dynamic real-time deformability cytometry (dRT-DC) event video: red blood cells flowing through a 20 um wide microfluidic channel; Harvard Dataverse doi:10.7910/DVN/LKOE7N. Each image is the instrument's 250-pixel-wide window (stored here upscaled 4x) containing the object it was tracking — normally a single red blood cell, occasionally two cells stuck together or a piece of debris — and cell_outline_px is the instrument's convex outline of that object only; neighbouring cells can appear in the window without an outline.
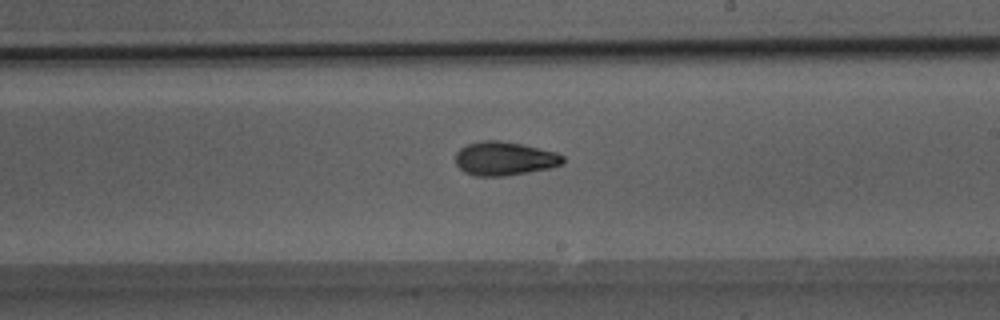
{"species": "Egyptian fruit bat (a non-hibernating species)", "species_latin": "Rousettus aegyptiacus", "temperature_condition": "room temperature", "stored_images_in_passage": 47, "camera_frame_rate_fps": 3000, "um_per_image_px": 0.085, "animal": {"sex": "male"}, "frame": {"image": 1, "passage_image": 26, "time_ms": 8.333, "image_size_px": [1000, 320], "cell_outline_px": [[564, 164], [548, 168], [528, 172], [504, 176], [476, 176], [464, 172], [456, 164], [456, 152], [460, 148], [468, 144], [484, 140], [500, 140], [520, 144], [556, 152], [564, 156]], "centroid_in_image_um": [42.87, 13.48], "position_along_channel_um": 246.1, "area_um2": 21.04}}
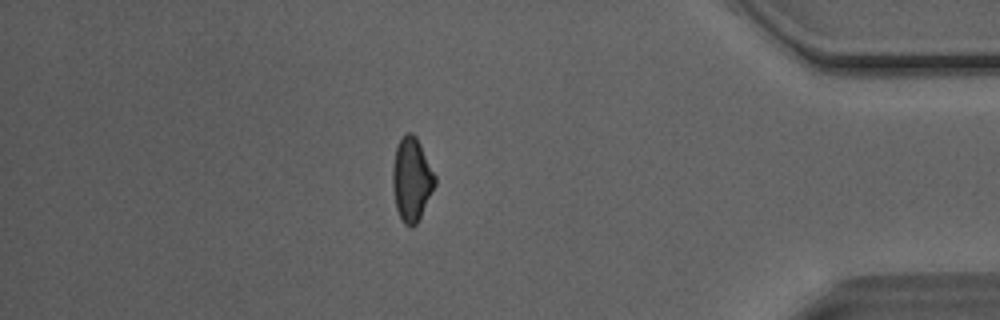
{"frame": {"image": 2, "passage_image": 40, "time_ms": 13.0, "image_size_px": [1000, 320], "cell_outline_px": [[436, 184], [416, 224], [412, 228], [408, 228], [400, 220], [396, 208], [392, 184], [392, 168], [396, 144], [404, 132], [412, 132], [416, 136], [436, 176]], "centroid_in_image_um": [34.97, 15.23], "position_along_channel_um": 400.2, "area_um2": 20.87}}
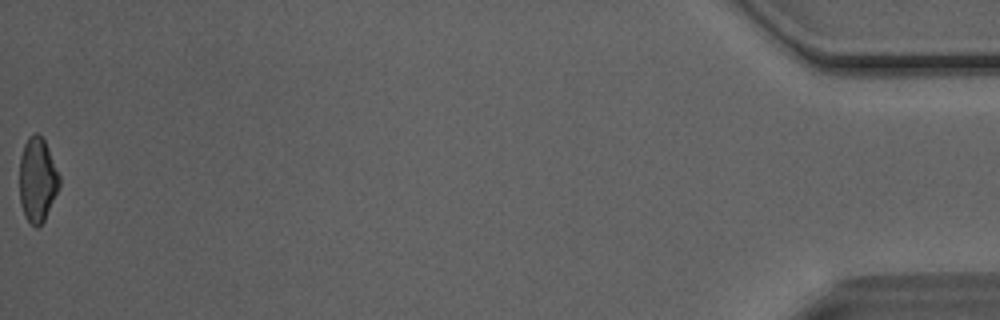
{"frame": {"image": 3, "passage_image": 47, "time_ms": 15.333, "image_size_px": [1000, 320], "cell_outline_px": [[60, 184], [44, 220], [36, 228], [24, 216], [20, 204], [20, 156], [24, 144], [28, 136], [36, 132], [44, 140], [60, 176]], "centroid_in_image_um": [3.16, 15.27], "position_along_channel_um": 432.0, "area_um2": 19.36}, "authors_computed_cell_mechanics": {"area_um2": 20.808, "velocity_mm_per_s": 4.0888, "shape_relaxation_time_tau1_ms": 6.0922, "shape_relaxation_time_tau2_ms": 2.3124, "deformation_change_tau1": 0.1792, "deformation_change_tau2": 0.0803}}